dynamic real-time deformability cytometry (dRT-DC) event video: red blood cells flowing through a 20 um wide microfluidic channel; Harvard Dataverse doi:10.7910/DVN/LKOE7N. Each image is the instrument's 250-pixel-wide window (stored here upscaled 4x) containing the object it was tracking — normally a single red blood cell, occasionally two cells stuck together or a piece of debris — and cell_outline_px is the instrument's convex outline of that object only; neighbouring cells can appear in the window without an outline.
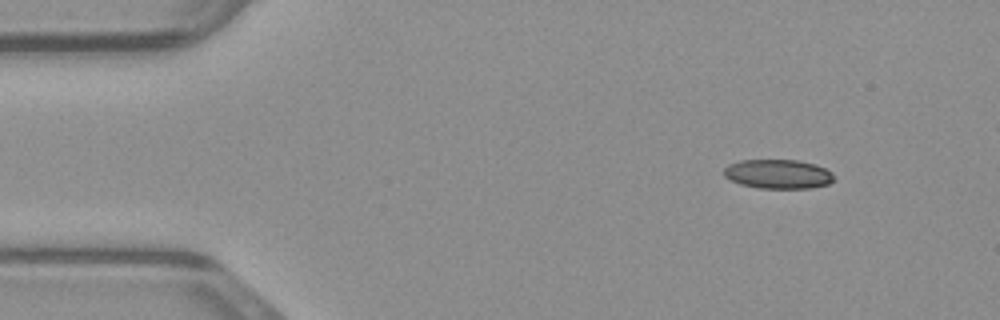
{"species": "common noctule bat (a hibernating species)", "species_latin": "Nyctalus noctula", "temperature_condition": "warm", "stored_images_in_passage": 7, "camera_frame_rate_fps": 3000, "um_per_image_px": 0.085, "animal": {"sex": "male", "body_mass_g": 23.1, "forearm_length_mm": 52.7}, "frame": {"image": 1, "passage_image": 1, "time_ms": 0.0, "image_size_px": [1000, 320], "cell_outline_px": [[832, 180], [828, 184], [812, 188], [760, 188], [740, 184], [728, 180], [724, 176], [724, 168], [728, 164], [740, 160], [796, 160], [816, 164], [832, 172]], "centroid_in_image_um": [66.09, 14.79], "position_along_channel_um": 18.9, "area_um2": 18.79}}